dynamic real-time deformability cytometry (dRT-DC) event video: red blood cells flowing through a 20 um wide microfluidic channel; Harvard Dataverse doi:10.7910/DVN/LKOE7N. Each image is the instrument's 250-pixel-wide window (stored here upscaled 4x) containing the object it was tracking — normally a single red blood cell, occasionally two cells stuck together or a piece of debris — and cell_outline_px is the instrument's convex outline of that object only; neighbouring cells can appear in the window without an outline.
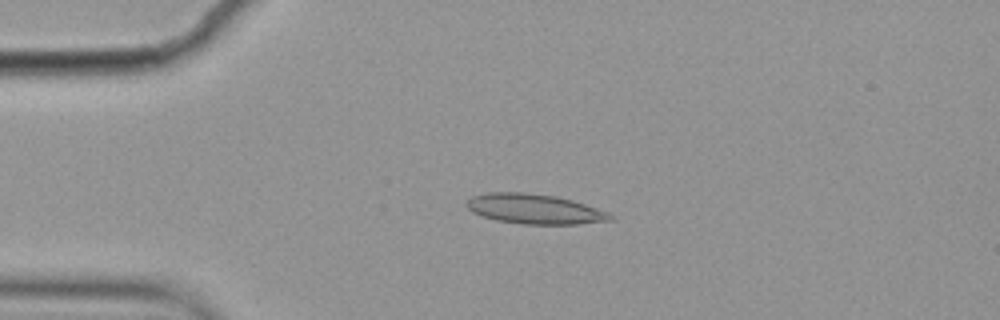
{"species": "common noctule bat (a hibernating species)", "species_latin": "Nyctalus noctula", "temperature_condition": "cold", "stored_images_in_passage": 3, "camera_frame_rate_fps": 3000, "um_per_image_px": 0.085, "animal": {"sex": "female", "body_mass_g": 19.9}, "frame": {"image": 1, "passage_image": 2, "time_ms": 0.333, "image_size_px": [1000, 320], "cell_outline_px": [[616, 220], [576, 224], [524, 224], [496, 220], [472, 212], [464, 204], [472, 196], [488, 192], [524, 192], [556, 196], [572, 200], [608, 212], [616, 216]], "centroid_in_image_um": [45.46, 17.76], "position_along_channel_um": 39.5, "area_um2": 25.09}}